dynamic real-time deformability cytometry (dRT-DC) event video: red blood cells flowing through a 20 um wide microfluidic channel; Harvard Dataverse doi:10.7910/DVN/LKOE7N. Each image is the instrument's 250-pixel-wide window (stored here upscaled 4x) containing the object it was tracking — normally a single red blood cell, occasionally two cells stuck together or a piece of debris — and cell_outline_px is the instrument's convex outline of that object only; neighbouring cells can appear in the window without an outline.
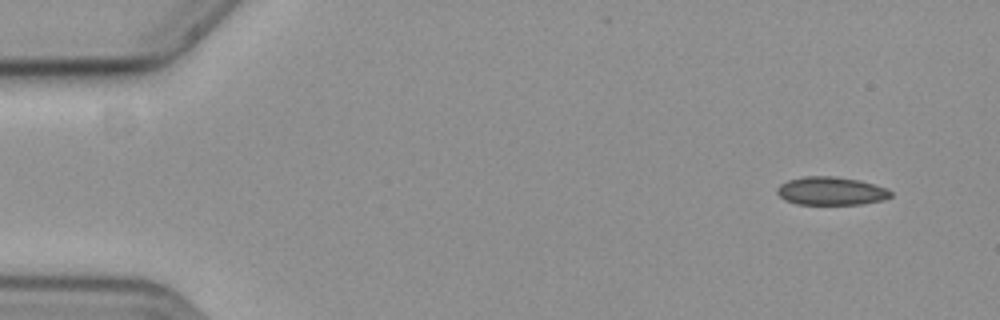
{"species": "common noctule bat (a hibernating species)", "species_latin": "Nyctalus noctula", "temperature_condition": "cold", "stored_images_in_passage": 54, "camera_frame_rate_fps": 3000, "um_per_image_px": 0.085, "animal": {"sex": "female", "body_mass_g": 19.3, "forearm_length_mm": 54.1}, "frame": {"image": 1, "passage_image": 1, "time_ms": 0.0, "image_size_px": [1000, 320], "cell_outline_px": [[892, 196], [880, 200], [864, 204], [796, 204], [784, 200], [776, 192], [776, 188], [780, 184], [788, 180], [804, 176], [836, 176], [860, 180], [884, 188], [892, 192]], "centroid_in_image_um": [70.59, 16.23], "position_along_channel_um": 14.4, "area_um2": 18.67}}
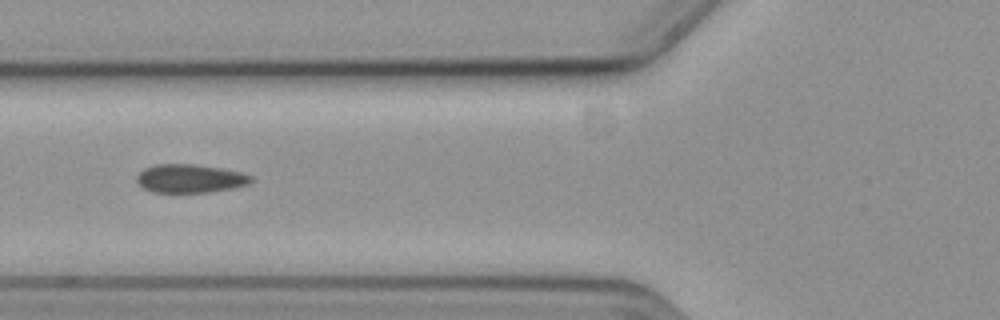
{"frame": {"image": 2, "passage_image": 19, "time_ms": 6.0, "image_size_px": [1000, 320], "cell_outline_px": [[252, 180], [248, 184], [232, 188], [212, 192], [152, 192], [144, 188], [136, 180], [136, 176], [144, 168], [156, 164], [196, 164], [220, 168], [240, 172], [252, 176]], "centroid_in_image_um": [16.14, 15.17], "position_along_channel_um": 109.7, "area_um2": 18.9}}
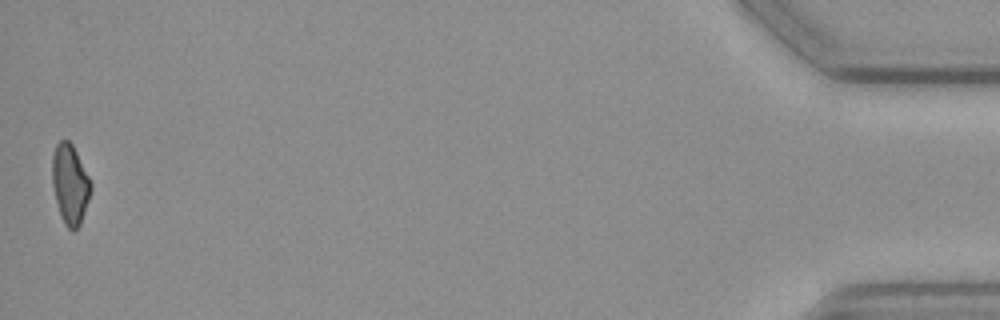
{"frame": {"image": 3, "passage_image": 54, "time_ms": 17.667, "image_size_px": [1000, 320], "cell_outline_px": [[92, 188], [80, 224], [72, 232], [64, 224], [60, 216], [52, 184], [52, 156], [56, 144], [60, 140], [68, 140], [72, 144], [92, 184]], "centroid_in_image_um": [5.94, 15.66], "position_along_channel_um": 429.3, "area_um2": 17.8}, "authors_computed_cell_mechanics": {"area_um2": 19.3341, "velocity_mm_per_s": 3.5955, "shape_relaxation_time_tau1_ms": 8.578, "shape_relaxation_time_tau2_ms": null, "deformation_change_tau1": 0.1175, "deformation_change_tau2": null}}